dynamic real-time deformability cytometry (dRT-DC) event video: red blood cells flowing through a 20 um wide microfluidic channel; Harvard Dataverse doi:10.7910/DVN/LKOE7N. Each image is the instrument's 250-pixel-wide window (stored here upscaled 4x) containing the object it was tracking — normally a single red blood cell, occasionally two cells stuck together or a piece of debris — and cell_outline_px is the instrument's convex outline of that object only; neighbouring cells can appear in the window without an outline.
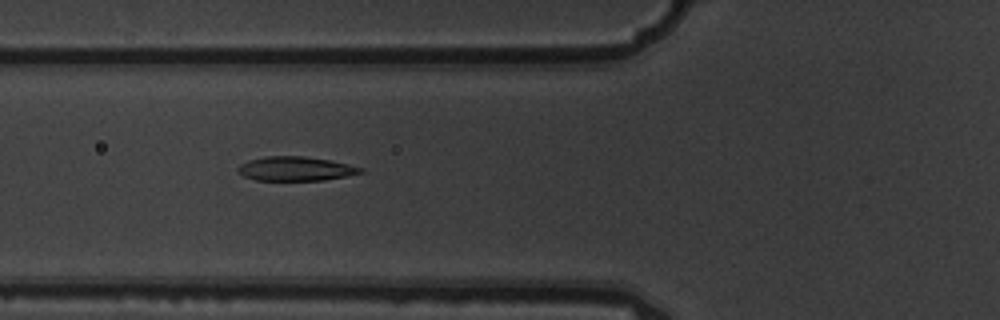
{"species": "common noctule bat (a hibernating species)", "species_latin": "Nyctalus noctula", "temperature_condition": "warm", "stored_images_in_passage": 3, "camera_frame_rate_fps": 3000, "um_per_image_px": 0.085, "animal": {"sex": "male", "body_mass_g": 19.5, "forearm_length_mm": 54.6}, "frame": {"image": 1, "passage_image": 2, "time_ms": 0.333, "image_size_px": [1000, 320], "cell_outline_px": [[364, 172], [324, 180], [256, 180], [244, 176], [236, 168], [240, 164], [248, 160], [264, 156], [304, 156], [328, 160], [348, 164], [364, 168]], "centroid_in_image_um": [25.11, 14.33], "position_along_channel_um": 100.7, "area_um2": 17.17}}
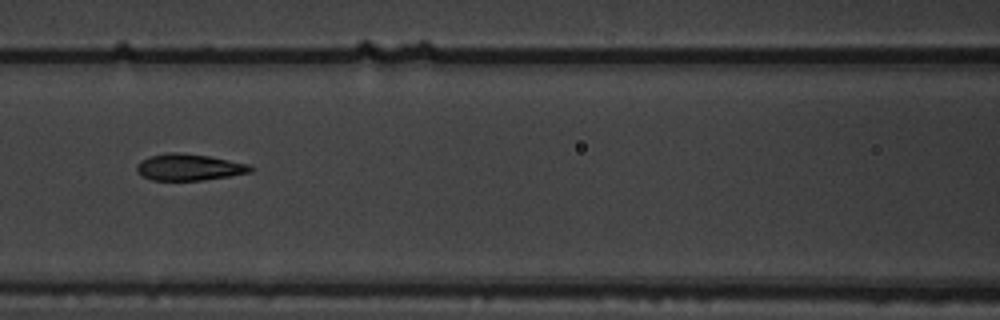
{"frame": {"image": 2, "passage_image": 3, "time_ms": 0.667, "image_size_px": [1000, 320], "cell_outline_px": [[256, 168], [252, 172], [228, 176], [200, 180], [152, 180], [136, 172], [136, 164], [140, 160], [152, 156], [168, 152], [176, 152], [208, 156], [248, 164]], "centroid_in_image_um": [16.06, 14.21], "position_along_channel_um": 150.5, "area_um2": 17.46}}